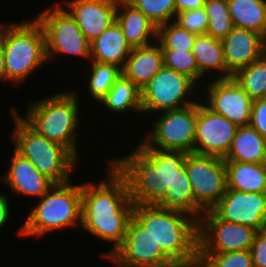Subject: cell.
Returning a JSON list of instances; mask_svg holds the SVG:
<instances>
[{
    "instance_id": "cell-43",
    "label": "cell",
    "mask_w": 266,
    "mask_h": 267,
    "mask_svg": "<svg viewBox=\"0 0 266 267\" xmlns=\"http://www.w3.org/2000/svg\"><path fill=\"white\" fill-rule=\"evenodd\" d=\"M9 25V23H1L0 21V44H1V41H2V37H3V34H4V31L6 29V27Z\"/></svg>"
},
{
    "instance_id": "cell-12",
    "label": "cell",
    "mask_w": 266,
    "mask_h": 267,
    "mask_svg": "<svg viewBox=\"0 0 266 267\" xmlns=\"http://www.w3.org/2000/svg\"><path fill=\"white\" fill-rule=\"evenodd\" d=\"M257 230L220 220L211 210L198 221V253H226L250 250Z\"/></svg>"
},
{
    "instance_id": "cell-23",
    "label": "cell",
    "mask_w": 266,
    "mask_h": 267,
    "mask_svg": "<svg viewBox=\"0 0 266 267\" xmlns=\"http://www.w3.org/2000/svg\"><path fill=\"white\" fill-rule=\"evenodd\" d=\"M192 53L197 61L199 72L204 79L209 76L207 74L213 75L209 76L210 79L232 78L233 74L226 67L221 40L214 39L208 34L197 35ZM212 71H215L214 74Z\"/></svg>"
},
{
    "instance_id": "cell-4",
    "label": "cell",
    "mask_w": 266,
    "mask_h": 267,
    "mask_svg": "<svg viewBox=\"0 0 266 267\" xmlns=\"http://www.w3.org/2000/svg\"><path fill=\"white\" fill-rule=\"evenodd\" d=\"M133 218L172 260H186L198 253V221L194 217L156 205L135 204Z\"/></svg>"
},
{
    "instance_id": "cell-37",
    "label": "cell",
    "mask_w": 266,
    "mask_h": 267,
    "mask_svg": "<svg viewBox=\"0 0 266 267\" xmlns=\"http://www.w3.org/2000/svg\"><path fill=\"white\" fill-rule=\"evenodd\" d=\"M250 126L266 138V97L253 101Z\"/></svg>"
},
{
    "instance_id": "cell-33",
    "label": "cell",
    "mask_w": 266,
    "mask_h": 267,
    "mask_svg": "<svg viewBox=\"0 0 266 267\" xmlns=\"http://www.w3.org/2000/svg\"><path fill=\"white\" fill-rule=\"evenodd\" d=\"M156 27L175 21V0H126Z\"/></svg>"
},
{
    "instance_id": "cell-36",
    "label": "cell",
    "mask_w": 266,
    "mask_h": 267,
    "mask_svg": "<svg viewBox=\"0 0 266 267\" xmlns=\"http://www.w3.org/2000/svg\"><path fill=\"white\" fill-rule=\"evenodd\" d=\"M175 22L187 31L196 35L207 34L208 16L205 8L179 12Z\"/></svg>"
},
{
    "instance_id": "cell-30",
    "label": "cell",
    "mask_w": 266,
    "mask_h": 267,
    "mask_svg": "<svg viewBox=\"0 0 266 267\" xmlns=\"http://www.w3.org/2000/svg\"><path fill=\"white\" fill-rule=\"evenodd\" d=\"M232 78L253 100L266 97V56L237 70Z\"/></svg>"
},
{
    "instance_id": "cell-26",
    "label": "cell",
    "mask_w": 266,
    "mask_h": 267,
    "mask_svg": "<svg viewBox=\"0 0 266 267\" xmlns=\"http://www.w3.org/2000/svg\"><path fill=\"white\" fill-rule=\"evenodd\" d=\"M157 207L186 213L199 221L204 211L195 203L194 193L187 175L186 166L182 167L175 177L171 188H168Z\"/></svg>"
},
{
    "instance_id": "cell-9",
    "label": "cell",
    "mask_w": 266,
    "mask_h": 267,
    "mask_svg": "<svg viewBox=\"0 0 266 267\" xmlns=\"http://www.w3.org/2000/svg\"><path fill=\"white\" fill-rule=\"evenodd\" d=\"M198 87L201 89L188 76L163 66L141 90L142 114L145 117L148 113L153 115L187 107L197 102Z\"/></svg>"
},
{
    "instance_id": "cell-29",
    "label": "cell",
    "mask_w": 266,
    "mask_h": 267,
    "mask_svg": "<svg viewBox=\"0 0 266 267\" xmlns=\"http://www.w3.org/2000/svg\"><path fill=\"white\" fill-rule=\"evenodd\" d=\"M89 71L90 74L87 77V90L90 99L100 101L106 96L116 80L121 76L122 69L114 64L100 63L97 61H90ZM91 67V68H90Z\"/></svg>"
},
{
    "instance_id": "cell-3",
    "label": "cell",
    "mask_w": 266,
    "mask_h": 267,
    "mask_svg": "<svg viewBox=\"0 0 266 267\" xmlns=\"http://www.w3.org/2000/svg\"><path fill=\"white\" fill-rule=\"evenodd\" d=\"M78 94L69 89L57 91L41 100L30 101L24 116L18 113L20 111L15 106L11 109L36 133L61 144L80 160L78 130L82 109Z\"/></svg>"
},
{
    "instance_id": "cell-44",
    "label": "cell",
    "mask_w": 266,
    "mask_h": 267,
    "mask_svg": "<svg viewBox=\"0 0 266 267\" xmlns=\"http://www.w3.org/2000/svg\"><path fill=\"white\" fill-rule=\"evenodd\" d=\"M263 54L266 56V35L264 36V48H263Z\"/></svg>"
},
{
    "instance_id": "cell-35",
    "label": "cell",
    "mask_w": 266,
    "mask_h": 267,
    "mask_svg": "<svg viewBox=\"0 0 266 267\" xmlns=\"http://www.w3.org/2000/svg\"><path fill=\"white\" fill-rule=\"evenodd\" d=\"M203 267H254L250 250L226 253H199Z\"/></svg>"
},
{
    "instance_id": "cell-22",
    "label": "cell",
    "mask_w": 266,
    "mask_h": 267,
    "mask_svg": "<svg viewBox=\"0 0 266 267\" xmlns=\"http://www.w3.org/2000/svg\"><path fill=\"white\" fill-rule=\"evenodd\" d=\"M131 51L116 21L90 43V61L114 64L123 69Z\"/></svg>"
},
{
    "instance_id": "cell-45",
    "label": "cell",
    "mask_w": 266,
    "mask_h": 267,
    "mask_svg": "<svg viewBox=\"0 0 266 267\" xmlns=\"http://www.w3.org/2000/svg\"><path fill=\"white\" fill-rule=\"evenodd\" d=\"M103 259H107L108 261H110V263H112V265H114V267H119V266H117L115 263H113L109 258H103Z\"/></svg>"
},
{
    "instance_id": "cell-38",
    "label": "cell",
    "mask_w": 266,
    "mask_h": 267,
    "mask_svg": "<svg viewBox=\"0 0 266 267\" xmlns=\"http://www.w3.org/2000/svg\"><path fill=\"white\" fill-rule=\"evenodd\" d=\"M254 267H266V230L258 231L251 245Z\"/></svg>"
},
{
    "instance_id": "cell-11",
    "label": "cell",
    "mask_w": 266,
    "mask_h": 267,
    "mask_svg": "<svg viewBox=\"0 0 266 267\" xmlns=\"http://www.w3.org/2000/svg\"><path fill=\"white\" fill-rule=\"evenodd\" d=\"M185 166L195 203L204 211L211 210L227 191L224 159L186 153Z\"/></svg>"
},
{
    "instance_id": "cell-5",
    "label": "cell",
    "mask_w": 266,
    "mask_h": 267,
    "mask_svg": "<svg viewBox=\"0 0 266 267\" xmlns=\"http://www.w3.org/2000/svg\"><path fill=\"white\" fill-rule=\"evenodd\" d=\"M39 199L18 230L20 237H41L81 225L82 183L54 184Z\"/></svg>"
},
{
    "instance_id": "cell-42",
    "label": "cell",
    "mask_w": 266,
    "mask_h": 267,
    "mask_svg": "<svg viewBox=\"0 0 266 267\" xmlns=\"http://www.w3.org/2000/svg\"><path fill=\"white\" fill-rule=\"evenodd\" d=\"M5 81V57L2 45L0 44V81Z\"/></svg>"
},
{
    "instance_id": "cell-10",
    "label": "cell",
    "mask_w": 266,
    "mask_h": 267,
    "mask_svg": "<svg viewBox=\"0 0 266 267\" xmlns=\"http://www.w3.org/2000/svg\"><path fill=\"white\" fill-rule=\"evenodd\" d=\"M143 137V142L162 151L193 152L196 135L197 102L176 110L160 112Z\"/></svg>"
},
{
    "instance_id": "cell-31",
    "label": "cell",
    "mask_w": 266,
    "mask_h": 267,
    "mask_svg": "<svg viewBox=\"0 0 266 267\" xmlns=\"http://www.w3.org/2000/svg\"><path fill=\"white\" fill-rule=\"evenodd\" d=\"M196 36L172 21L157 27L156 41L162 51H192Z\"/></svg>"
},
{
    "instance_id": "cell-25",
    "label": "cell",
    "mask_w": 266,
    "mask_h": 267,
    "mask_svg": "<svg viewBox=\"0 0 266 267\" xmlns=\"http://www.w3.org/2000/svg\"><path fill=\"white\" fill-rule=\"evenodd\" d=\"M224 161L266 163V138L253 127H238Z\"/></svg>"
},
{
    "instance_id": "cell-7",
    "label": "cell",
    "mask_w": 266,
    "mask_h": 267,
    "mask_svg": "<svg viewBox=\"0 0 266 267\" xmlns=\"http://www.w3.org/2000/svg\"><path fill=\"white\" fill-rule=\"evenodd\" d=\"M11 111L15 129L11 131L10 140L14 142V150L54 184L72 181L71 172L79 160L61 144L36 133L13 109Z\"/></svg>"
},
{
    "instance_id": "cell-18",
    "label": "cell",
    "mask_w": 266,
    "mask_h": 267,
    "mask_svg": "<svg viewBox=\"0 0 266 267\" xmlns=\"http://www.w3.org/2000/svg\"><path fill=\"white\" fill-rule=\"evenodd\" d=\"M7 172L0 177L11 193L16 196H31L41 198L54 185V183L41 174L31 162L13 150Z\"/></svg>"
},
{
    "instance_id": "cell-20",
    "label": "cell",
    "mask_w": 266,
    "mask_h": 267,
    "mask_svg": "<svg viewBox=\"0 0 266 267\" xmlns=\"http://www.w3.org/2000/svg\"><path fill=\"white\" fill-rule=\"evenodd\" d=\"M163 66L161 46L155 41L147 46L133 47L122 74L142 90Z\"/></svg>"
},
{
    "instance_id": "cell-34",
    "label": "cell",
    "mask_w": 266,
    "mask_h": 267,
    "mask_svg": "<svg viewBox=\"0 0 266 267\" xmlns=\"http://www.w3.org/2000/svg\"><path fill=\"white\" fill-rule=\"evenodd\" d=\"M164 66L191 78L196 84H201L204 77L200 74L197 61L192 51H162ZM203 78V79H202ZM200 80V81H199ZM202 80V81H201Z\"/></svg>"
},
{
    "instance_id": "cell-27",
    "label": "cell",
    "mask_w": 266,
    "mask_h": 267,
    "mask_svg": "<svg viewBox=\"0 0 266 267\" xmlns=\"http://www.w3.org/2000/svg\"><path fill=\"white\" fill-rule=\"evenodd\" d=\"M113 114H126L130 111L133 114L142 115L141 90L123 74L116 80L115 84L100 101L99 105Z\"/></svg>"
},
{
    "instance_id": "cell-17",
    "label": "cell",
    "mask_w": 266,
    "mask_h": 267,
    "mask_svg": "<svg viewBox=\"0 0 266 267\" xmlns=\"http://www.w3.org/2000/svg\"><path fill=\"white\" fill-rule=\"evenodd\" d=\"M59 3L66 6L64 8L90 43L116 22L118 0H63Z\"/></svg>"
},
{
    "instance_id": "cell-19",
    "label": "cell",
    "mask_w": 266,
    "mask_h": 267,
    "mask_svg": "<svg viewBox=\"0 0 266 267\" xmlns=\"http://www.w3.org/2000/svg\"><path fill=\"white\" fill-rule=\"evenodd\" d=\"M227 69L234 74L263 55L264 37L254 31L234 27L222 40Z\"/></svg>"
},
{
    "instance_id": "cell-14",
    "label": "cell",
    "mask_w": 266,
    "mask_h": 267,
    "mask_svg": "<svg viewBox=\"0 0 266 267\" xmlns=\"http://www.w3.org/2000/svg\"><path fill=\"white\" fill-rule=\"evenodd\" d=\"M108 258L119 267H160L172 261L133 217L123 242Z\"/></svg>"
},
{
    "instance_id": "cell-21",
    "label": "cell",
    "mask_w": 266,
    "mask_h": 267,
    "mask_svg": "<svg viewBox=\"0 0 266 267\" xmlns=\"http://www.w3.org/2000/svg\"><path fill=\"white\" fill-rule=\"evenodd\" d=\"M116 21L132 48L147 46L157 40V27L126 0H118Z\"/></svg>"
},
{
    "instance_id": "cell-6",
    "label": "cell",
    "mask_w": 266,
    "mask_h": 267,
    "mask_svg": "<svg viewBox=\"0 0 266 267\" xmlns=\"http://www.w3.org/2000/svg\"><path fill=\"white\" fill-rule=\"evenodd\" d=\"M31 20L10 22L4 31L1 45L5 57V81L8 83L21 85L38 68L49 63L44 30L35 17Z\"/></svg>"
},
{
    "instance_id": "cell-39",
    "label": "cell",
    "mask_w": 266,
    "mask_h": 267,
    "mask_svg": "<svg viewBox=\"0 0 266 267\" xmlns=\"http://www.w3.org/2000/svg\"><path fill=\"white\" fill-rule=\"evenodd\" d=\"M204 3L205 0H175V18L179 12L203 8Z\"/></svg>"
},
{
    "instance_id": "cell-1",
    "label": "cell",
    "mask_w": 266,
    "mask_h": 267,
    "mask_svg": "<svg viewBox=\"0 0 266 267\" xmlns=\"http://www.w3.org/2000/svg\"><path fill=\"white\" fill-rule=\"evenodd\" d=\"M107 163L105 178L98 183L82 182V228L104 242L114 243L102 258H108L123 242L135 206L127 180Z\"/></svg>"
},
{
    "instance_id": "cell-40",
    "label": "cell",
    "mask_w": 266,
    "mask_h": 267,
    "mask_svg": "<svg viewBox=\"0 0 266 267\" xmlns=\"http://www.w3.org/2000/svg\"><path fill=\"white\" fill-rule=\"evenodd\" d=\"M160 267H203V262L199 256V253H197L194 257H191L189 259L172 260Z\"/></svg>"
},
{
    "instance_id": "cell-13",
    "label": "cell",
    "mask_w": 266,
    "mask_h": 267,
    "mask_svg": "<svg viewBox=\"0 0 266 267\" xmlns=\"http://www.w3.org/2000/svg\"><path fill=\"white\" fill-rule=\"evenodd\" d=\"M206 84L201 89L204 93L200 94L206 95L207 98L203 99V95L201 100L209 109L226 117L237 127L250 125L254 100L233 78L212 79Z\"/></svg>"
},
{
    "instance_id": "cell-32",
    "label": "cell",
    "mask_w": 266,
    "mask_h": 267,
    "mask_svg": "<svg viewBox=\"0 0 266 267\" xmlns=\"http://www.w3.org/2000/svg\"><path fill=\"white\" fill-rule=\"evenodd\" d=\"M204 8L208 16L207 34L222 41L234 28L227 0H205Z\"/></svg>"
},
{
    "instance_id": "cell-24",
    "label": "cell",
    "mask_w": 266,
    "mask_h": 267,
    "mask_svg": "<svg viewBox=\"0 0 266 267\" xmlns=\"http://www.w3.org/2000/svg\"><path fill=\"white\" fill-rule=\"evenodd\" d=\"M227 189L250 193H266V163L224 161Z\"/></svg>"
},
{
    "instance_id": "cell-41",
    "label": "cell",
    "mask_w": 266,
    "mask_h": 267,
    "mask_svg": "<svg viewBox=\"0 0 266 267\" xmlns=\"http://www.w3.org/2000/svg\"><path fill=\"white\" fill-rule=\"evenodd\" d=\"M9 198L6 194L0 192V229H3L5 224L11 221V209L9 204Z\"/></svg>"
},
{
    "instance_id": "cell-16",
    "label": "cell",
    "mask_w": 266,
    "mask_h": 267,
    "mask_svg": "<svg viewBox=\"0 0 266 267\" xmlns=\"http://www.w3.org/2000/svg\"><path fill=\"white\" fill-rule=\"evenodd\" d=\"M211 211L222 221L266 230V193L227 189Z\"/></svg>"
},
{
    "instance_id": "cell-8",
    "label": "cell",
    "mask_w": 266,
    "mask_h": 267,
    "mask_svg": "<svg viewBox=\"0 0 266 267\" xmlns=\"http://www.w3.org/2000/svg\"><path fill=\"white\" fill-rule=\"evenodd\" d=\"M53 3L35 18L45 34L47 61L61 54L76 56L90 62V42L81 32L75 19L63 8L61 3Z\"/></svg>"
},
{
    "instance_id": "cell-2",
    "label": "cell",
    "mask_w": 266,
    "mask_h": 267,
    "mask_svg": "<svg viewBox=\"0 0 266 267\" xmlns=\"http://www.w3.org/2000/svg\"><path fill=\"white\" fill-rule=\"evenodd\" d=\"M130 154L108 161L127 180L134 204L156 205L185 166L186 153L162 151L139 141Z\"/></svg>"
},
{
    "instance_id": "cell-28",
    "label": "cell",
    "mask_w": 266,
    "mask_h": 267,
    "mask_svg": "<svg viewBox=\"0 0 266 267\" xmlns=\"http://www.w3.org/2000/svg\"><path fill=\"white\" fill-rule=\"evenodd\" d=\"M234 27L266 35V0H227Z\"/></svg>"
},
{
    "instance_id": "cell-15",
    "label": "cell",
    "mask_w": 266,
    "mask_h": 267,
    "mask_svg": "<svg viewBox=\"0 0 266 267\" xmlns=\"http://www.w3.org/2000/svg\"><path fill=\"white\" fill-rule=\"evenodd\" d=\"M199 101L197 98L193 153L224 159L238 127L226 117L209 109L200 99Z\"/></svg>"
}]
</instances>
